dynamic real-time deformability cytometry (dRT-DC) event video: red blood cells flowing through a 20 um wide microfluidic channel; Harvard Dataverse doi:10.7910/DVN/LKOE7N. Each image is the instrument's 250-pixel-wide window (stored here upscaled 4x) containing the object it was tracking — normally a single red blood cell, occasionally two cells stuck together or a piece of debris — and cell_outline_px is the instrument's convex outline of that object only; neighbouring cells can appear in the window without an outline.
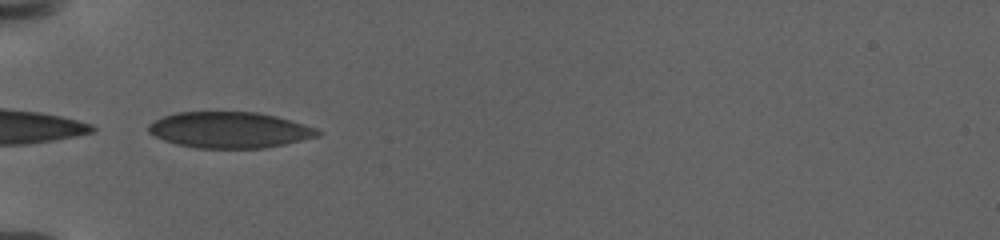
{"species": "human", "species_latin": "Homo sapiens", "temperature_condition": "warm", "stored_images_in_passage": 88, "camera_frame_rate_fps": 3000, "um_per_image_px": 0.085, "donor": {"sex": "female"}, "frame": {"image": 1, "passage_image": 1, "time_ms": 0.0, "image_size_px": [1000, 240], "cell_outline_px": [[324, 132], [320, 136], [284, 144], [264, 148], [196, 148], [176, 144], [164, 140], [148, 132], [148, 124], [164, 116], [176, 112], [256, 112], [276, 116], [304, 124], [316, 128]], "centroid_in_image_um": [19.53, 11.05], "position_along_channel_um": 65.5, "area_um2": 35.55}}
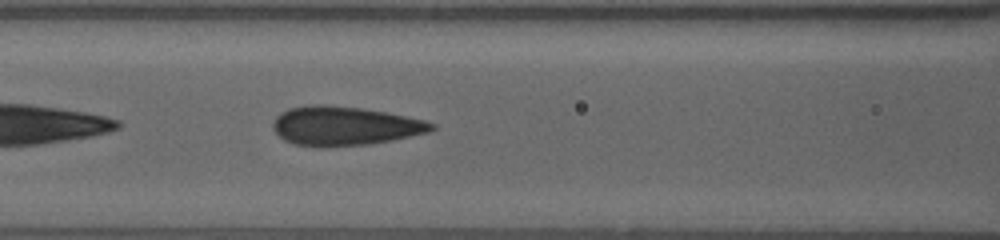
{"frame": {"image": 2, "passage_image": 20, "time_ms": 2.667, "image_size_px": [1000, 240], "cell_outline_px": [[436, 128], [428, 132], [392, 140], [372, 144], [320, 148], [292, 144], [284, 140], [272, 128], [272, 124], [276, 116], [280, 112], [288, 108], [312, 104], [320, 104], [360, 108], [384, 112], [424, 120], [436, 124]], "centroid_in_image_um": [29.24, 10.72], "position_along_channel_um": 137.4, "area_um2": 36.3}}
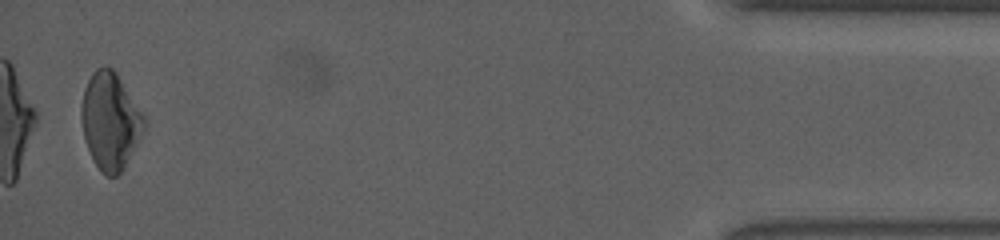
{"frame": {"image": 3, "passage_image": 84, "time_ms": 15.0, "image_size_px": [1000, 240], "cell_outline_px": [[144, 128], [120, 172], [116, 176], [104, 176], [100, 172], [92, 160], [84, 136], [80, 116], [80, 108], [84, 88], [92, 72], [96, 68], [104, 64], [112, 68], [116, 72], [144, 116]], "centroid_in_image_um": [9.31, 10.25], "position_along_channel_um": 425.9, "area_um2": 34.97}, "authors_computed_cell_mechanics": {"area_um2": 34.7956, "velocity_mm_per_s": 2.9292, "shape_relaxation_time_tau1_ms": null, "shape_relaxation_time_tau2_ms": 1.1154, "deformation_change_tau1": null, "deformation_change_tau2": 0.0649}}